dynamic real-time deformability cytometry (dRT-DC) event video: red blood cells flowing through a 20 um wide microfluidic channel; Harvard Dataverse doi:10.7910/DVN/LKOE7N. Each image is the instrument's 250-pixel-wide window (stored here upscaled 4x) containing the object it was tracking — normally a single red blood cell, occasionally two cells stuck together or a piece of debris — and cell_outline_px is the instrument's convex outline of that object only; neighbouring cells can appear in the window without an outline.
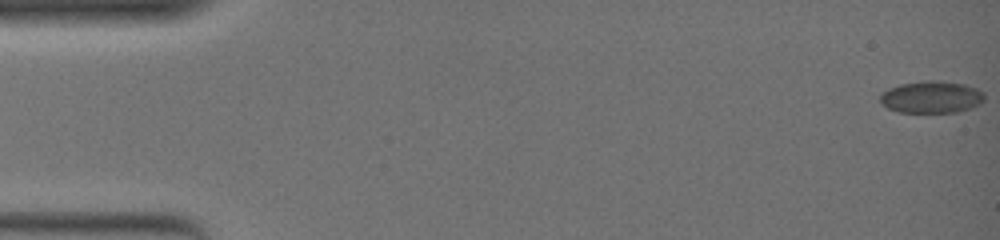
{"species": "common noctule bat (a hibernating species)", "species_latin": "Nyctalus noctula", "temperature_condition": "warm", "stored_images_in_passage": 52, "camera_frame_rate_fps": 3000, "um_per_image_px": 0.085, "animal": {"sex": "female", "body_mass_g": 19.0, "forearm_length_mm": 51.5}, "frame": {"image": 1, "passage_image": 1, "time_ms": 0.0, "image_size_px": [1000, 240], "cell_outline_px": [[984, 100], [980, 104], [972, 108], [956, 112], [900, 112], [888, 108], [880, 100], [880, 96], [888, 88], [900, 84], [928, 80], [940, 80], [964, 84], [976, 88], [984, 92]], "centroid_in_image_um": [79.21, 8.24], "position_along_channel_um": 5.8, "area_um2": 19.48}}
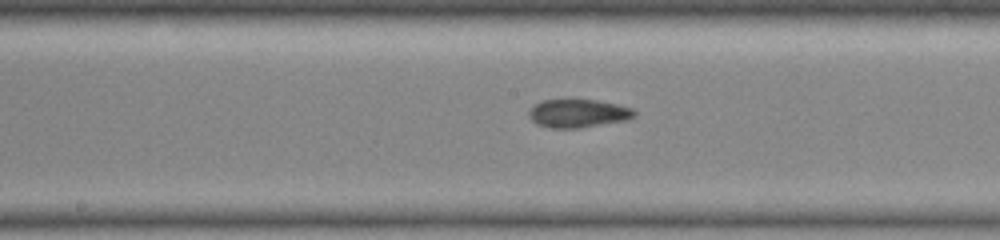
{"frame": {"image": 2, "passage_image": 29, "time_ms": 9.333, "image_size_px": [1000, 240], "cell_outline_px": [[636, 116], [628, 120], [580, 128], [548, 128], [536, 124], [528, 116], [528, 112], [540, 100], [596, 100], [616, 104], [632, 108], [636, 112]], "centroid_in_image_um": [49.15, 9.65], "position_along_channel_um": 199.1, "area_um2": 17.46}}
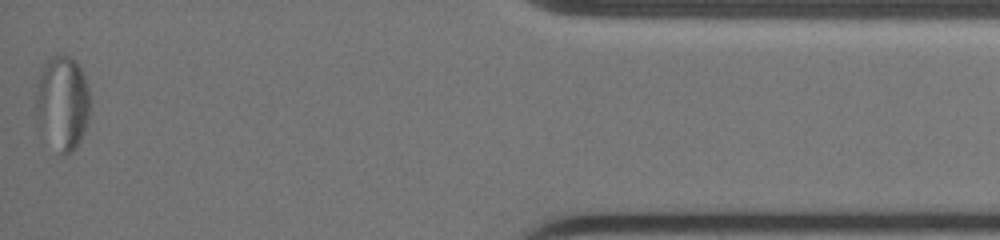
{"frame": {"image": 3, "passage_image": 52, "time_ms": 17.0, "image_size_px": [1000, 240], "cell_outline_px": [[88, 120], [84, 132], [76, 148], [72, 152], [64, 156], [60, 156], [36, 116], [36, 84], [40, 68], [44, 60], [48, 56], [56, 52], [64, 52], [72, 56], [76, 60], [84, 76], [88, 88]], "centroid_in_image_um": [5.29, 8.62], "position_along_channel_um": 429.9, "area_um2": 30.11}, "authors_computed_cell_mechanics": {"area_um2": 18.2648, "velocity_mm_per_s": 3.7654, "shape_relaxation_time_tau1_ms": null, "shape_relaxation_time_tau2_ms": 1.9785, "deformation_change_tau1": null, "deformation_change_tau2": 0.061}}